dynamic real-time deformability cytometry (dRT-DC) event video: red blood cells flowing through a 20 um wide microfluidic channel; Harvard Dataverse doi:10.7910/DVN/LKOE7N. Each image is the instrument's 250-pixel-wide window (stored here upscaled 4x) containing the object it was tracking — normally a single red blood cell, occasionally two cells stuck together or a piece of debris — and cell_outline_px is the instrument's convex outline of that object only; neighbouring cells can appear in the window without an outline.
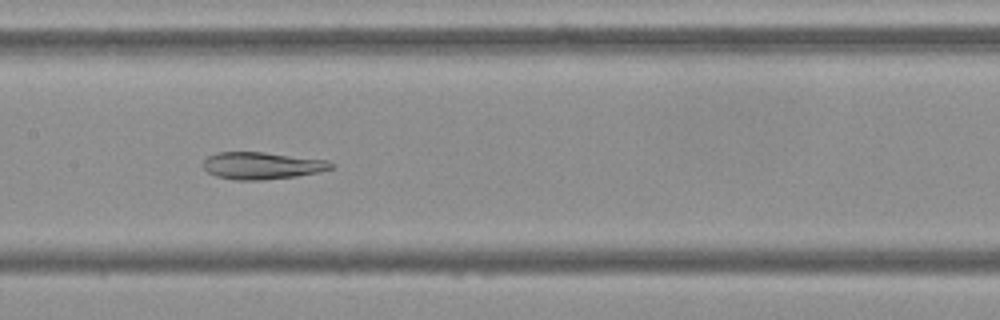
{"species": "Egyptian fruit bat (a non-hibernating species)", "species_latin": "Rousettus aegyptiacus", "temperature_condition": "cold", "stored_images_in_passage": 49, "camera_frame_rate_fps": 3000, "um_per_image_px": 0.085, "frame": {"image": 1, "passage_image": 20, "time_ms": 6.333, "image_size_px": [1000, 320], "cell_outline_px": [[336, 164], [332, 168], [320, 172], [296, 176], [264, 180], [236, 180], [216, 176], [208, 172], [204, 168], [204, 160], [208, 156], [216, 152], [264, 152], [328, 160]], "centroid_in_image_um": [22.3, 14.08], "position_along_channel_um": 185.1, "area_um2": 20.29}}
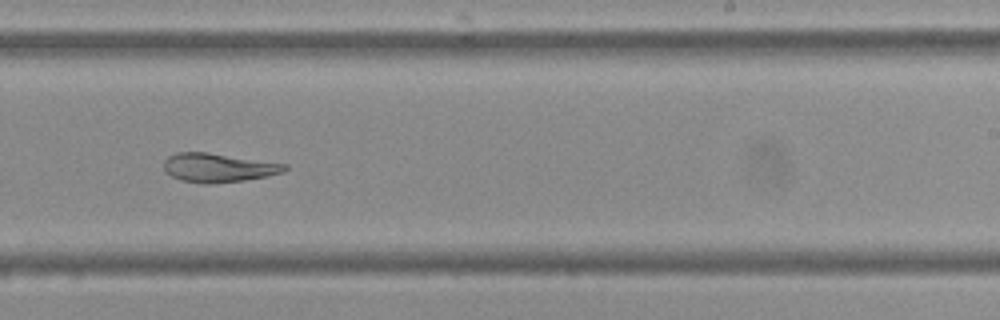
{"frame": {"image": 2, "passage_image": 27, "time_ms": 8.667, "image_size_px": [1000, 320], "cell_outline_px": [[288, 168], [284, 172], [268, 176], [244, 180], [208, 184], [204, 184], [180, 180], [172, 176], [164, 168], [164, 160], [168, 156], [176, 152], [204, 152], [288, 164]], "centroid_in_image_um": [18.56, 14.25], "position_along_channel_um": 270.4, "area_um2": 20.23}}
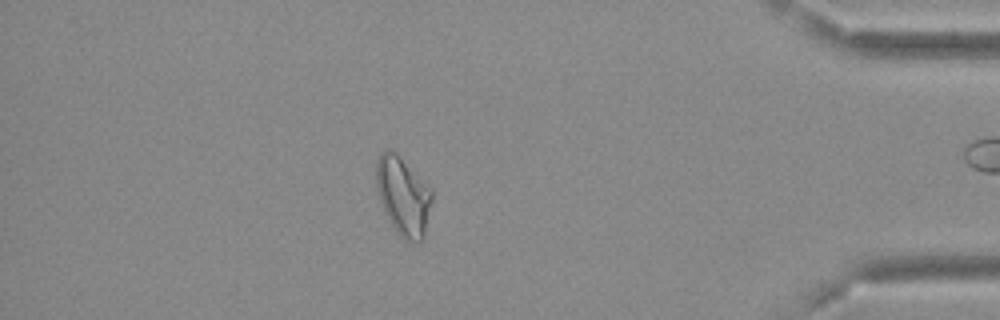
{"frame": {"image": 3, "passage_image": 41, "time_ms": 13.333, "image_size_px": [1000, 320], "cell_outline_px": [[432, 200], [424, 236], [420, 244], [408, 244], [396, 232], [384, 212], [376, 188], [376, 160], [380, 152], [384, 148], [392, 148], [432, 188]], "centroid_in_image_um": [34.26, 16.67], "position_along_channel_um": 400.9, "area_um2": 26.18}, "authors_computed_cell_mechanics": {"area_um2": 23.409, "velocity_mm_per_s": 3.6701, "shape_relaxation_time_tau1_ms": null, "shape_relaxation_time_tau2_ms": 9.9454, "deformation_change_tau1": null, "deformation_change_tau2": 0.1478}}